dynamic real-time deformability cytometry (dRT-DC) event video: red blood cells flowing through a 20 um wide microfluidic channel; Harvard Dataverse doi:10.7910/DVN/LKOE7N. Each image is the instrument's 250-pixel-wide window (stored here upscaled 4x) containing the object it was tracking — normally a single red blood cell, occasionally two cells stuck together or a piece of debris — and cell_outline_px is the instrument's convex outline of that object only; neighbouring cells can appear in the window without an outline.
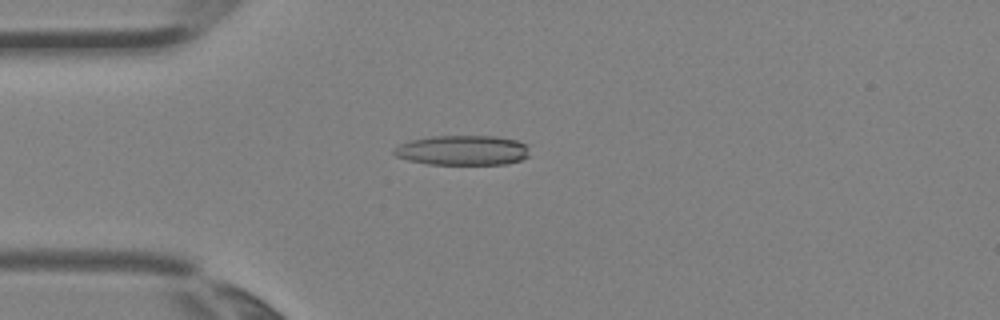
{"species": "Egyptian fruit bat (a non-hibernating species)", "species_latin": "Rousettus aegyptiacus", "temperature_condition": "room temperature", "stored_images_in_passage": 2, "camera_frame_rate_fps": 3000, "um_per_image_px": 0.085, "animal": {"sex": "female"}, "frame": {"image": 1, "passage_image": 2, "time_ms": 0.333, "image_size_px": [1000, 320], "cell_outline_px": [[528, 156], [520, 160], [504, 164], [428, 164], [408, 160], [396, 156], [392, 152], [400, 144], [412, 140], [432, 136], [496, 136], [516, 140], [528, 144]], "centroid_in_image_um": [39.34, 12.77], "position_along_channel_um": 45.7, "area_um2": 23.52}}